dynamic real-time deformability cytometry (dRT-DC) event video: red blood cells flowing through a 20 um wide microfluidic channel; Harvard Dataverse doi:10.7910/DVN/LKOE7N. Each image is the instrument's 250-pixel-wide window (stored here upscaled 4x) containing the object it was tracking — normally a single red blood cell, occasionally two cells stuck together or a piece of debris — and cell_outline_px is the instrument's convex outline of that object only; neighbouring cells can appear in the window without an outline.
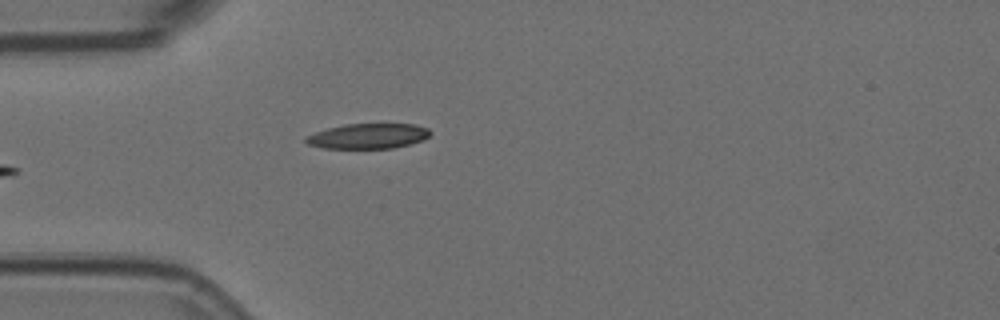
{"species": "Egyptian fruit bat (a non-hibernating species)", "species_latin": "Rousettus aegyptiacus", "temperature_condition": "room temperature", "stored_images_in_passage": 5, "camera_frame_rate_fps": 3000, "um_per_image_px": 0.085, "animal": {"sex": "female"}, "frame": {"image": 1, "passage_image": 5, "time_ms": 1.333, "image_size_px": [1000, 320], "cell_outline_px": [[432, 132], [424, 140], [392, 148], [324, 148], [308, 144], [304, 140], [304, 136], [328, 128], [344, 124], [416, 124], [428, 128]], "centroid_in_image_um": [31.29, 11.56], "position_along_channel_um": 53.7, "area_um2": 18.21}}